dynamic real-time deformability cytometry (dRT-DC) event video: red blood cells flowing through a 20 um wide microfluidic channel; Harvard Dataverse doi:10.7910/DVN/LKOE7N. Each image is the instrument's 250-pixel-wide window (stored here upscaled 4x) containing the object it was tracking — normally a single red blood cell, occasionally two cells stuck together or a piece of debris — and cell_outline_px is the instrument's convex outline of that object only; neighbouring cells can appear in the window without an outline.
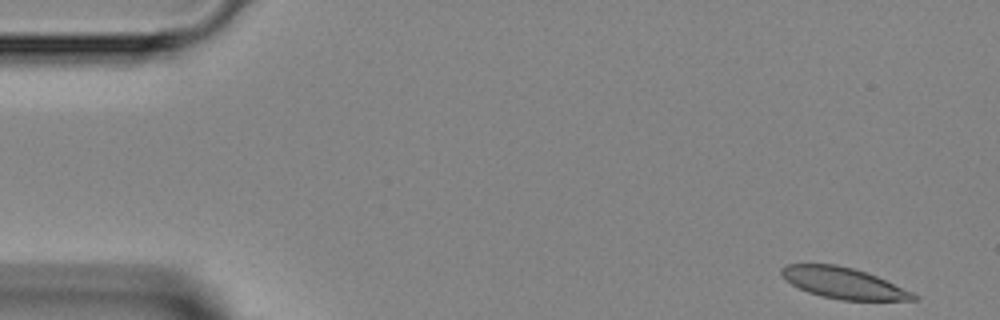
{"species": "Egyptian fruit bat (a non-hibernating species)", "species_latin": "Rousettus aegyptiacus", "temperature_condition": "room temperature", "stored_images_in_passage": 5, "segment_of_instrument_passage": [1, 2], "camera_frame_rate_fps": 3000, "um_per_image_px": 0.085, "animal": {"sex": "female"}, "frame": {"image": 1, "passage_image": 1, "time_ms": 0.0, "image_size_px": [1000, 320], "cell_outline_px": [[920, 296], [916, 300], [840, 300], [820, 296], [808, 292], [792, 284], [780, 272], [780, 268], [788, 264], [836, 264], [852, 268], [876, 276], [912, 292]], "centroid_in_image_um": [71.69, 24.06], "position_along_channel_um": 13.3, "area_um2": 23.58}}